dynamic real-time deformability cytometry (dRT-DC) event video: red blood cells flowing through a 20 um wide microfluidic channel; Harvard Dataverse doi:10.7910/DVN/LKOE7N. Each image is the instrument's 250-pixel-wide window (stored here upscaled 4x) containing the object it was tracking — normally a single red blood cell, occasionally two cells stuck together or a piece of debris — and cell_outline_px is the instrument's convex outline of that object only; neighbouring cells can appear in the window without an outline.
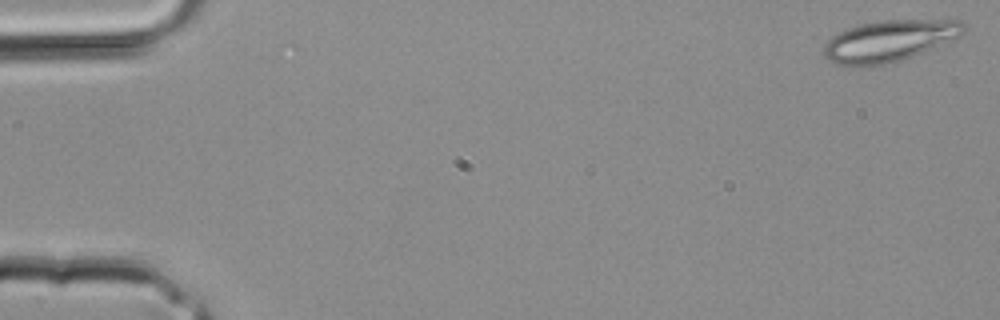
{"species": "common noctule bat (a hibernating species)", "species_latin": "Nyctalus noctula", "temperature_condition": "room temperature", "stored_images_in_passage": 3, "camera_frame_rate_fps": 3000, "um_per_image_px": 0.085, "animal": {"sex": "male", "body_mass_g": 20.4}, "frame": {"image": 1, "passage_image": 1, "time_ms": 0.0, "image_size_px": [1000, 320], "cell_outline_px": [[964, 32], [960, 36], [912, 56], [900, 60], [868, 68], [836, 64], [828, 60], [824, 56], [824, 44], [832, 36], [848, 28], [860, 24], [884, 20], [964, 20]], "centroid_in_image_um": [75.55, 3.49], "position_along_channel_um": 9.5, "area_um2": 33.64}}